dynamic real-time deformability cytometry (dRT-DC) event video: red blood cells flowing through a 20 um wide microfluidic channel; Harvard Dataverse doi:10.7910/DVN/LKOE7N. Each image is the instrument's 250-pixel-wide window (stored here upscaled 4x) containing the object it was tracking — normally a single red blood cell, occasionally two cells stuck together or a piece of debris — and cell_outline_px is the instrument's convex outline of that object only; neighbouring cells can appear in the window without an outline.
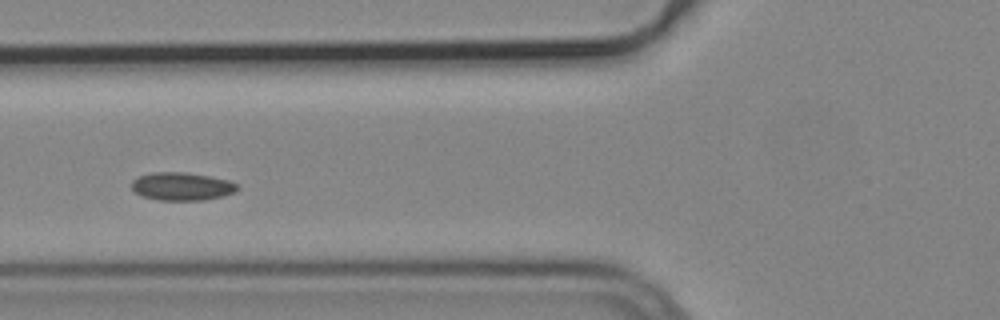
{"species": "common noctule bat (a hibernating species)", "species_latin": "Nyctalus noctula", "temperature_condition": "cold", "stored_images_in_passage": 4, "camera_frame_rate_fps": 3000, "um_per_image_px": 0.085, "animal": {"sex": "male", "body_mass_g": 19.2, "forearm_length_mm": 51.8}, "frame": {"image": 1, "passage_image": 4, "time_ms": 1.0, "image_size_px": [1000, 320], "cell_outline_px": [[240, 188], [236, 192], [224, 196], [204, 200], [156, 200], [140, 196], [132, 188], [132, 180], [140, 176], [152, 172], [184, 172], [208, 176], [228, 180], [240, 184]], "centroid_in_image_um": [15.49, 15.85], "position_along_channel_um": 110.3, "area_um2": 17.46}}